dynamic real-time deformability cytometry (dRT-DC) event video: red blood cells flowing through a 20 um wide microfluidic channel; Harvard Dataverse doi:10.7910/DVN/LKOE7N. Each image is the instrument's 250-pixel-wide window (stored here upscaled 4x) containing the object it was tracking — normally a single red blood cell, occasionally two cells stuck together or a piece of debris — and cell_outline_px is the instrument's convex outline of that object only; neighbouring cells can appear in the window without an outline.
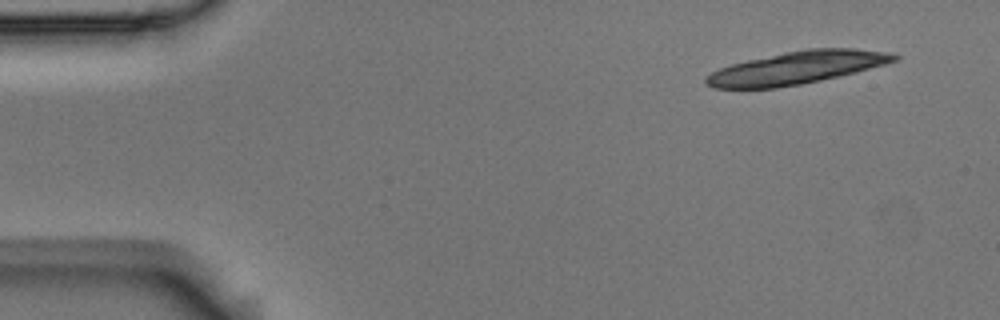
{"species": "Egyptian fruit bat (a non-hibernating species)", "species_latin": "Rousettus aegyptiacus", "temperature_condition": "room temperature", "stored_images_in_passage": 4, "segment_of_instrument_passage": [2, 2], "camera_frame_rate_fps": 3000, "um_per_image_px": 0.085, "animal": {"sex": "male"}, "frame": {"image": 1, "passage_image": 4, "time_ms": 1.0, "image_size_px": [1000, 320], "cell_outline_px": [[900, 60], [856, 72], [840, 76], [800, 84], [776, 88], [712, 88], [704, 84], [704, 76], [720, 68], [732, 64], [748, 60], [784, 52], [808, 48], [856, 48], [896, 52], [900, 56]], "centroid_in_image_um": [67.79, 5.75], "position_along_channel_um": 17.2, "area_um2": 36.13}}